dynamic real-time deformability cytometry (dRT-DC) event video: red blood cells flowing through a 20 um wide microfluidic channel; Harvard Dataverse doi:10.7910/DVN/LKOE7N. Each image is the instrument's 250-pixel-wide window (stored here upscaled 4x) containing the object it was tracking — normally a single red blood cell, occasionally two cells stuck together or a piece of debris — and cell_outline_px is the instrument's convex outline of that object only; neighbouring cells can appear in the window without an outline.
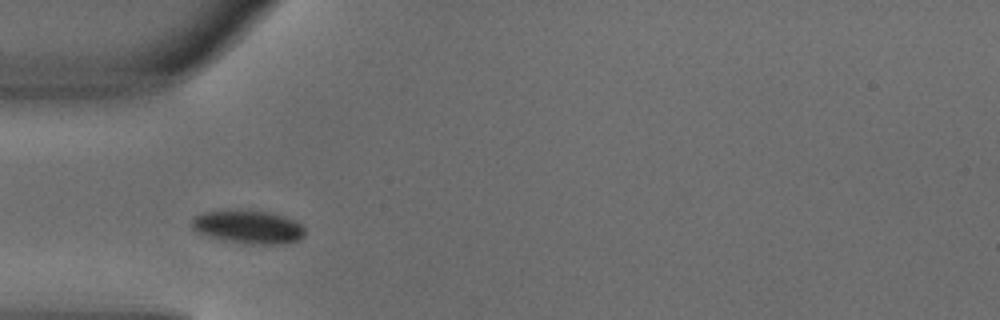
{"species": "common noctule bat (a hibernating species)", "species_latin": "Nyctalus noctula", "temperature_condition": "warm", "stored_images_in_passage": 3, "camera_frame_rate_fps": 3000, "um_per_image_px": 0.085, "animal": {"sex": "male", "body_mass_g": 18.8}, "frame": {"image": 1, "passage_image": 1, "time_ms": 0.0, "image_size_px": [1000, 320], "cell_outline_px": [[304, 236], [300, 240], [288, 244], [252, 244], [224, 240], [208, 236], [192, 228], [192, 216], [200, 212], [224, 208], [244, 208], [272, 212], [296, 220], [304, 224]], "centroid_in_image_um": [21.12, 19.23], "position_along_channel_um": 63.9, "area_um2": 23.0}}
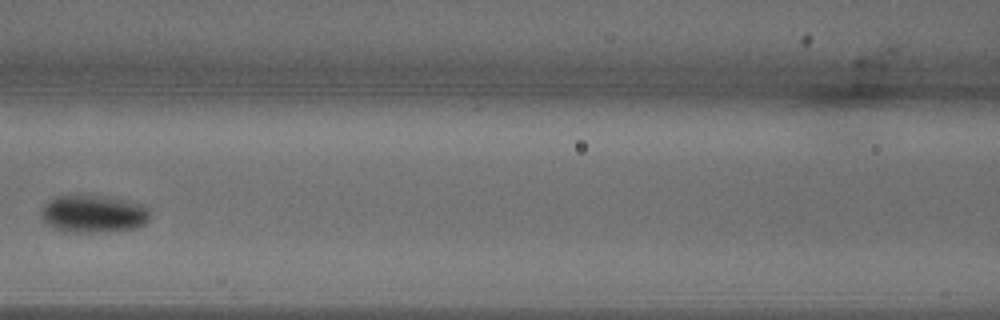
{"frame": {"image": 2, "passage_image": 3, "time_ms": 0.667, "image_size_px": [1000, 320], "cell_outline_px": [[148, 220], [144, 224], [136, 228], [100, 232], [64, 232], [52, 228], [40, 216], [40, 208], [48, 200], [56, 196], [72, 192], [76, 192], [100, 196], [144, 204], [148, 208]], "centroid_in_image_um": [7.85, 18.14], "position_along_channel_um": 158.8, "area_um2": 24.45}}